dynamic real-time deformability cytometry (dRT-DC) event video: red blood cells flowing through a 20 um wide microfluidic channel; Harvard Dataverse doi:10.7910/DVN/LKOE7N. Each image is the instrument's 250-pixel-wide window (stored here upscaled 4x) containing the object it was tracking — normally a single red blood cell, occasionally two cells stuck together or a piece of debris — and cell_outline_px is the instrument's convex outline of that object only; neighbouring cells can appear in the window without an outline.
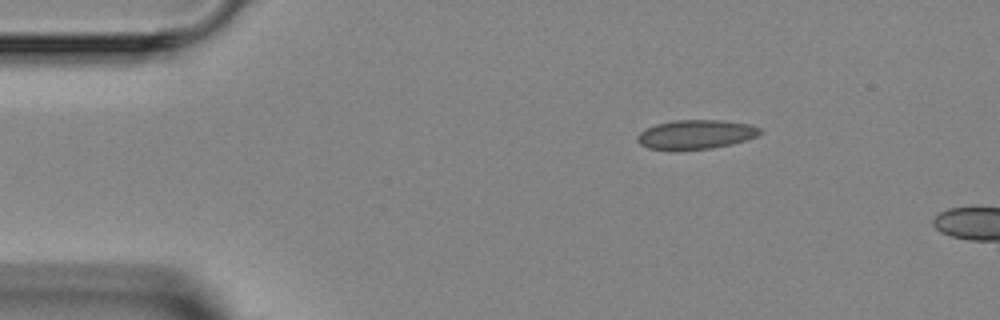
{"species": "Egyptian fruit bat (a non-hibernating species)", "species_latin": "Rousettus aegyptiacus", "temperature_condition": "room temperature", "stored_images_in_passage": 3, "camera_frame_rate_fps": 3000, "um_per_image_px": 0.085, "animal": {"sex": "female"}, "frame": {"image": 1, "passage_image": 1, "time_ms": 0.0, "image_size_px": [1000, 320], "cell_outline_px": [[764, 132], [756, 136], [732, 144], [712, 148], [648, 148], [640, 144], [636, 140], [636, 136], [640, 132], [656, 124], [672, 120], [720, 120], [752, 124], [760, 128]], "centroid_in_image_um": [59.19, 11.39], "position_along_channel_um": 25.8, "area_um2": 20.46}}